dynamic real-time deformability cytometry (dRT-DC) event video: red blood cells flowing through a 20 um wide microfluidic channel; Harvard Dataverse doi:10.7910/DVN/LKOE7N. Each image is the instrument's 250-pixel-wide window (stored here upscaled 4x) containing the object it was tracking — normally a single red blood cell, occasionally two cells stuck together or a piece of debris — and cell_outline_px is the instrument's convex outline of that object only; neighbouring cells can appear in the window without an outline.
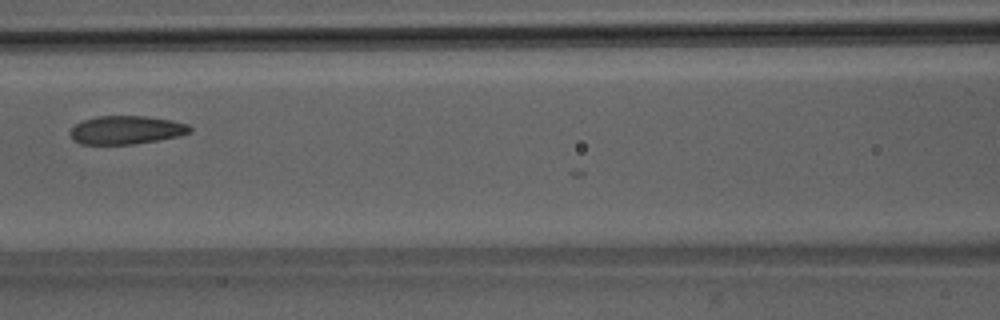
{"species": "Egyptian fruit bat (a non-hibernating species)", "species_latin": "Rousettus aegyptiacus", "temperature_condition": "room temperature", "stored_images_in_passage": 4, "camera_frame_rate_fps": 3000, "um_per_image_px": 0.085, "animal": {"sex": "male"}, "frame": {"image": 1, "passage_image": 3, "time_ms": 2.333, "image_size_px": [1000, 320], "cell_outline_px": [[192, 132], [180, 136], [132, 144], [80, 144], [72, 140], [68, 132], [76, 124], [84, 120], [96, 116], [144, 116], [168, 120], [188, 124], [192, 128]], "centroid_in_image_um": [10.7, 11.05], "position_along_channel_um": 155.9, "area_um2": 19.77}}